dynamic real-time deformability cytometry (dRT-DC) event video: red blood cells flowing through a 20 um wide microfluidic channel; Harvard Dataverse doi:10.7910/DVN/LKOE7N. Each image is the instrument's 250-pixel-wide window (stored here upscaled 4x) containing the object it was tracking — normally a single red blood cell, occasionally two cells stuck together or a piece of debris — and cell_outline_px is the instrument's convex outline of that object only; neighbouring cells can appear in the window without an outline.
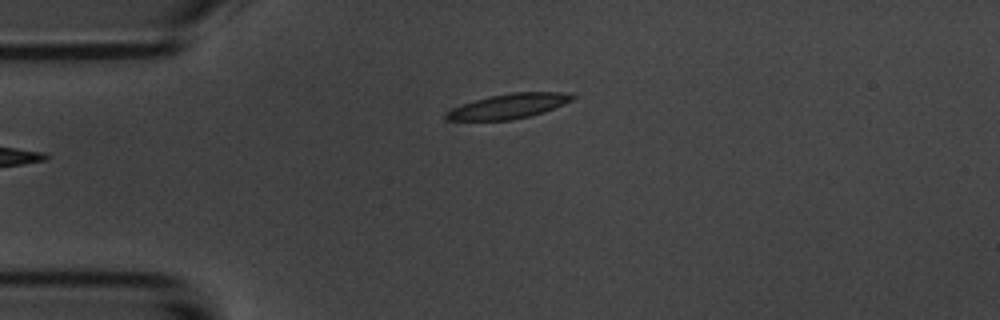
{"species": "common noctule bat (a hibernating species)", "species_latin": "Nyctalus noctula", "temperature_condition": "room temperature", "stored_images_in_passage": 2, "camera_frame_rate_fps": 3000, "um_per_image_px": 0.085, "animal": {"sex": "male", "body_mass_g": 20.1, "forearm_length_mm": 53.5}, "frame": {"image": 1, "passage_image": 1, "time_ms": 0.0, "image_size_px": [1000, 320], "cell_outline_px": [[576, 96], [572, 100], [564, 104], [544, 112], [512, 120], [448, 120], [444, 116], [452, 108], [488, 96], [512, 92], [560, 92]], "centroid_in_image_um": [43.25, 9.02], "position_along_channel_um": 41.7, "area_um2": 17.98}}